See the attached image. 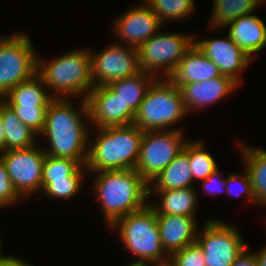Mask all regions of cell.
I'll return each mask as SVG.
<instances>
[{
    "label": "cell",
    "mask_w": 266,
    "mask_h": 266,
    "mask_svg": "<svg viewBox=\"0 0 266 266\" xmlns=\"http://www.w3.org/2000/svg\"><path fill=\"white\" fill-rule=\"evenodd\" d=\"M218 174V169H216L209 177L203 180L202 186L206 192L210 195H216L217 193H222L226 190L227 178L220 179L221 176Z\"/></svg>",
    "instance_id": "e575fe53"
},
{
    "label": "cell",
    "mask_w": 266,
    "mask_h": 266,
    "mask_svg": "<svg viewBox=\"0 0 266 266\" xmlns=\"http://www.w3.org/2000/svg\"><path fill=\"white\" fill-rule=\"evenodd\" d=\"M258 266H266V246L262 251L255 253Z\"/></svg>",
    "instance_id": "f35d334b"
},
{
    "label": "cell",
    "mask_w": 266,
    "mask_h": 266,
    "mask_svg": "<svg viewBox=\"0 0 266 266\" xmlns=\"http://www.w3.org/2000/svg\"><path fill=\"white\" fill-rule=\"evenodd\" d=\"M1 118L5 131V151L25 149L35 145L38 135L24 125L11 108L1 100ZM36 135V136H35Z\"/></svg>",
    "instance_id": "cb8c5ba5"
},
{
    "label": "cell",
    "mask_w": 266,
    "mask_h": 266,
    "mask_svg": "<svg viewBox=\"0 0 266 266\" xmlns=\"http://www.w3.org/2000/svg\"><path fill=\"white\" fill-rule=\"evenodd\" d=\"M95 192L104 218L111 226L116 220L147 205L149 183L136 171L114 170L95 172Z\"/></svg>",
    "instance_id": "7a4b0ae2"
},
{
    "label": "cell",
    "mask_w": 266,
    "mask_h": 266,
    "mask_svg": "<svg viewBox=\"0 0 266 266\" xmlns=\"http://www.w3.org/2000/svg\"><path fill=\"white\" fill-rule=\"evenodd\" d=\"M46 88L42 78L36 74L12 88L1 100L8 106L48 107L54 97Z\"/></svg>",
    "instance_id": "ffe728a7"
},
{
    "label": "cell",
    "mask_w": 266,
    "mask_h": 266,
    "mask_svg": "<svg viewBox=\"0 0 266 266\" xmlns=\"http://www.w3.org/2000/svg\"><path fill=\"white\" fill-rule=\"evenodd\" d=\"M194 43L219 67L223 76L230 77L239 85V72L246 68L251 58L229 36L213 40L194 39Z\"/></svg>",
    "instance_id": "9a60e30c"
},
{
    "label": "cell",
    "mask_w": 266,
    "mask_h": 266,
    "mask_svg": "<svg viewBox=\"0 0 266 266\" xmlns=\"http://www.w3.org/2000/svg\"><path fill=\"white\" fill-rule=\"evenodd\" d=\"M245 176H242V175H238L237 173L236 174H230L228 177H227V185H226V188L229 193L228 195L230 196H234L235 193H233V191L231 189V184H235L237 183L238 185H240V189L241 191L239 190H236V188H234V190L240 195V194H247V197L249 198V200H251V202H254L256 203V198H255V195H254V192H253V188H252V185H251V181H250V177L247 173V171L245 172L244 174ZM235 197H236V194H235Z\"/></svg>",
    "instance_id": "836d02e7"
},
{
    "label": "cell",
    "mask_w": 266,
    "mask_h": 266,
    "mask_svg": "<svg viewBox=\"0 0 266 266\" xmlns=\"http://www.w3.org/2000/svg\"><path fill=\"white\" fill-rule=\"evenodd\" d=\"M169 262L173 266H206L202 248L197 242L173 253Z\"/></svg>",
    "instance_id": "1f68e13d"
},
{
    "label": "cell",
    "mask_w": 266,
    "mask_h": 266,
    "mask_svg": "<svg viewBox=\"0 0 266 266\" xmlns=\"http://www.w3.org/2000/svg\"><path fill=\"white\" fill-rule=\"evenodd\" d=\"M110 228H119L120 240L126 249L137 256V261L154 264L169 261V256L161 244L156 212L150 203L119 218Z\"/></svg>",
    "instance_id": "5b68a950"
},
{
    "label": "cell",
    "mask_w": 266,
    "mask_h": 266,
    "mask_svg": "<svg viewBox=\"0 0 266 266\" xmlns=\"http://www.w3.org/2000/svg\"><path fill=\"white\" fill-rule=\"evenodd\" d=\"M91 52L75 50L57 57L52 62L44 63L38 57L37 74L42 78L46 87L55 90L54 98L77 97L84 95L86 100L94 87L91 78ZM60 94V95H59Z\"/></svg>",
    "instance_id": "277c9868"
},
{
    "label": "cell",
    "mask_w": 266,
    "mask_h": 266,
    "mask_svg": "<svg viewBox=\"0 0 266 266\" xmlns=\"http://www.w3.org/2000/svg\"><path fill=\"white\" fill-rule=\"evenodd\" d=\"M196 242L202 248L206 266H231L246 249L240 231L231 224L208 220Z\"/></svg>",
    "instance_id": "30bf717a"
},
{
    "label": "cell",
    "mask_w": 266,
    "mask_h": 266,
    "mask_svg": "<svg viewBox=\"0 0 266 266\" xmlns=\"http://www.w3.org/2000/svg\"><path fill=\"white\" fill-rule=\"evenodd\" d=\"M0 266H30L24 260L17 257L6 256L4 259L0 260Z\"/></svg>",
    "instance_id": "8d00e7d4"
},
{
    "label": "cell",
    "mask_w": 266,
    "mask_h": 266,
    "mask_svg": "<svg viewBox=\"0 0 266 266\" xmlns=\"http://www.w3.org/2000/svg\"><path fill=\"white\" fill-rule=\"evenodd\" d=\"M247 249L242 252L231 266H258L256 255L249 253Z\"/></svg>",
    "instance_id": "d590c367"
},
{
    "label": "cell",
    "mask_w": 266,
    "mask_h": 266,
    "mask_svg": "<svg viewBox=\"0 0 266 266\" xmlns=\"http://www.w3.org/2000/svg\"><path fill=\"white\" fill-rule=\"evenodd\" d=\"M86 162L87 160L56 158L46 154L42 167V182L67 180L70 176H83Z\"/></svg>",
    "instance_id": "4316f807"
},
{
    "label": "cell",
    "mask_w": 266,
    "mask_h": 266,
    "mask_svg": "<svg viewBox=\"0 0 266 266\" xmlns=\"http://www.w3.org/2000/svg\"><path fill=\"white\" fill-rule=\"evenodd\" d=\"M156 79L153 75L141 71L135 76L113 81L107 86L121 98L125 105L136 112Z\"/></svg>",
    "instance_id": "603a6c76"
},
{
    "label": "cell",
    "mask_w": 266,
    "mask_h": 266,
    "mask_svg": "<svg viewBox=\"0 0 266 266\" xmlns=\"http://www.w3.org/2000/svg\"><path fill=\"white\" fill-rule=\"evenodd\" d=\"M230 27L228 36L248 57L266 46V25L256 15L247 14L226 25Z\"/></svg>",
    "instance_id": "d6986e66"
},
{
    "label": "cell",
    "mask_w": 266,
    "mask_h": 266,
    "mask_svg": "<svg viewBox=\"0 0 266 266\" xmlns=\"http://www.w3.org/2000/svg\"><path fill=\"white\" fill-rule=\"evenodd\" d=\"M163 23L165 20H180L194 9V0H143Z\"/></svg>",
    "instance_id": "f1b7e54d"
},
{
    "label": "cell",
    "mask_w": 266,
    "mask_h": 266,
    "mask_svg": "<svg viewBox=\"0 0 266 266\" xmlns=\"http://www.w3.org/2000/svg\"><path fill=\"white\" fill-rule=\"evenodd\" d=\"M195 218L196 216L156 214L161 244L169 257L196 242Z\"/></svg>",
    "instance_id": "2e32d148"
},
{
    "label": "cell",
    "mask_w": 266,
    "mask_h": 266,
    "mask_svg": "<svg viewBox=\"0 0 266 266\" xmlns=\"http://www.w3.org/2000/svg\"><path fill=\"white\" fill-rule=\"evenodd\" d=\"M86 101L88 120L96 128L133 124L135 112L107 85L93 87Z\"/></svg>",
    "instance_id": "4fadbf2b"
},
{
    "label": "cell",
    "mask_w": 266,
    "mask_h": 266,
    "mask_svg": "<svg viewBox=\"0 0 266 266\" xmlns=\"http://www.w3.org/2000/svg\"><path fill=\"white\" fill-rule=\"evenodd\" d=\"M82 177L70 176L67 180L42 182V191L52 198L70 199L79 193Z\"/></svg>",
    "instance_id": "f546056e"
},
{
    "label": "cell",
    "mask_w": 266,
    "mask_h": 266,
    "mask_svg": "<svg viewBox=\"0 0 266 266\" xmlns=\"http://www.w3.org/2000/svg\"><path fill=\"white\" fill-rule=\"evenodd\" d=\"M184 106L188 113L213 104L230 94L238 84L227 76H218L211 80L194 82L178 86ZM229 92V93H228ZM195 108V109H194Z\"/></svg>",
    "instance_id": "e0dca14e"
},
{
    "label": "cell",
    "mask_w": 266,
    "mask_h": 266,
    "mask_svg": "<svg viewBox=\"0 0 266 266\" xmlns=\"http://www.w3.org/2000/svg\"><path fill=\"white\" fill-rule=\"evenodd\" d=\"M37 70L38 56L28 36L21 33L0 38V99L33 78Z\"/></svg>",
    "instance_id": "52a82bcc"
},
{
    "label": "cell",
    "mask_w": 266,
    "mask_h": 266,
    "mask_svg": "<svg viewBox=\"0 0 266 266\" xmlns=\"http://www.w3.org/2000/svg\"><path fill=\"white\" fill-rule=\"evenodd\" d=\"M156 266H173L169 261L165 263H158Z\"/></svg>",
    "instance_id": "60d3db41"
},
{
    "label": "cell",
    "mask_w": 266,
    "mask_h": 266,
    "mask_svg": "<svg viewBox=\"0 0 266 266\" xmlns=\"http://www.w3.org/2000/svg\"><path fill=\"white\" fill-rule=\"evenodd\" d=\"M162 24L151 8L143 2L141 6L131 8L115 20L114 29L121 42L123 40L126 45L137 49L154 36Z\"/></svg>",
    "instance_id": "5bb4252c"
},
{
    "label": "cell",
    "mask_w": 266,
    "mask_h": 266,
    "mask_svg": "<svg viewBox=\"0 0 266 266\" xmlns=\"http://www.w3.org/2000/svg\"><path fill=\"white\" fill-rule=\"evenodd\" d=\"M1 241V240H0ZM6 256L1 255V242H0V260L4 259Z\"/></svg>",
    "instance_id": "b9f144b4"
},
{
    "label": "cell",
    "mask_w": 266,
    "mask_h": 266,
    "mask_svg": "<svg viewBox=\"0 0 266 266\" xmlns=\"http://www.w3.org/2000/svg\"><path fill=\"white\" fill-rule=\"evenodd\" d=\"M178 86L169 78H157L135 112L133 124L146 131H160L187 115Z\"/></svg>",
    "instance_id": "8992f818"
},
{
    "label": "cell",
    "mask_w": 266,
    "mask_h": 266,
    "mask_svg": "<svg viewBox=\"0 0 266 266\" xmlns=\"http://www.w3.org/2000/svg\"><path fill=\"white\" fill-rule=\"evenodd\" d=\"M246 171L250 177L256 204L266 205V150L241 146Z\"/></svg>",
    "instance_id": "d4e9b609"
},
{
    "label": "cell",
    "mask_w": 266,
    "mask_h": 266,
    "mask_svg": "<svg viewBox=\"0 0 266 266\" xmlns=\"http://www.w3.org/2000/svg\"><path fill=\"white\" fill-rule=\"evenodd\" d=\"M97 129L100 134L89 147L86 171L136 169L144 132L134 124Z\"/></svg>",
    "instance_id": "3957f363"
},
{
    "label": "cell",
    "mask_w": 266,
    "mask_h": 266,
    "mask_svg": "<svg viewBox=\"0 0 266 266\" xmlns=\"http://www.w3.org/2000/svg\"><path fill=\"white\" fill-rule=\"evenodd\" d=\"M152 264L151 262H145V261H135V262H132L130 263L128 266H148L149 264Z\"/></svg>",
    "instance_id": "ab89813d"
},
{
    "label": "cell",
    "mask_w": 266,
    "mask_h": 266,
    "mask_svg": "<svg viewBox=\"0 0 266 266\" xmlns=\"http://www.w3.org/2000/svg\"><path fill=\"white\" fill-rule=\"evenodd\" d=\"M160 195V205H152L156 214L195 216L197 193L194 187L170 190L149 191Z\"/></svg>",
    "instance_id": "7402d4cb"
},
{
    "label": "cell",
    "mask_w": 266,
    "mask_h": 266,
    "mask_svg": "<svg viewBox=\"0 0 266 266\" xmlns=\"http://www.w3.org/2000/svg\"><path fill=\"white\" fill-rule=\"evenodd\" d=\"M204 141L191 142L188 140V159L190 162L193 181L195 179L205 180L216 169L217 164L206 150H204Z\"/></svg>",
    "instance_id": "83f0119b"
},
{
    "label": "cell",
    "mask_w": 266,
    "mask_h": 266,
    "mask_svg": "<svg viewBox=\"0 0 266 266\" xmlns=\"http://www.w3.org/2000/svg\"><path fill=\"white\" fill-rule=\"evenodd\" d=\"M155 185L153 190H170L193 187V176L191 173L190 162L188 159V141L184 145L183 150L173 159V161L160 172L150 183Z\"/></svg>",
    "instance_id": "44dd1931"
},
{
    "label": "cell",
    "mask_w": 266,
    "mask_h": 266,
    "mask_svg": "<svg viewBox=\"0 0 266 266\" xmlns=\"http://www.w3.org/2000/svg\"><path fill=\"white\" fill-rule=\"evenodd\" d=\"M157 33L137 48L139 67L141 71L154 77L169 78L196 37L172 32ZM158 69L164 71L162 72L164 76L156 74Z\"/></svg>",
    "instance_id": "ba28073f"
},
{
    "label": "cell",
    "mask_w": 266,
    "mask_h": 266,
    "mask_svg": "<svg viewBox=\"0 0 266 266\" xmlns=\"http://www.w3.org/2000/svg\"><path fill=\"white\" fill-rule=\"evenodd\" d=\"M218 76H222L219 67L193 43L169 79L176 86H183L184 84L211 80Z\"/></svg>",
    "instance_id": "ac0fdd59"
},
{
    "label": "cell",
    "mask_w": 266,
    "mask_h": 266,
    "mask_svg": "<svg viewBox=\"0 0 266 266\" xmlns=\"http://www.w3.org/2000/svg\"><path fill=\"white\" fill-rule=\"evenodd\" d=\"M19 120L37 134H40L45 125L48 107L9 106Z\"/></svg>",
    "instance_id": "4dcf8cb0"
},
{
    "label": "cell",
    "mask_w": 266,
    "mask_h": 266,
    "mask_svg": "<svg viewBox=\"0 0 266 266\" xmlns=\"http://www.w3.org/2000/svg\"><path fill=\"white\" fill-rule=\"evenodd\" d=\"M5 152V131L1 118V99H0V153Z\"/></svg>",
    "instance_id": "74e56055"
},
{
    "label": "cell",
    "mask_w": 266,
    "mask_h": 266,
    "mask_svg": "<svg viewBox=\"0 0 266 266\" xmlns=\"http://www.w3.org/2000/svg\"><path fill=\"white\" fill-rule=\"evenodd\" d=\"M21 198L13 187L12 181L6 171L4 162L0 157V207L12 205Z\"/></svg>",
    "instance_id": "d6a6232c"
},
{
    "label": "cell",
    "mask_w": 266,
    "mask_h": 266,
    "mask_svg": "<svg viewBox=\"0 0 266 266\" xmlns=\"http://www.w3.org/2000/svg\"><path fill=\"white\" fill-rule=\"evenodd\" d=\"M181 129L146 131L143 134L136 171L150 183L183 150Z\"/></svg>",
    "instance_id": "9c48e42d"
},
{
    "label": "cell",
    "mask_w": 266,
    "mask_h": 266,
    "mask_svg": "<svg viewBox=\"0 0 266 266\" xmlns=\"http://www.w3.org/2000/svg\"><path fill=\"white\" fill-rule=\"evenodd\" d=\"M45 156L44 149L37 148V145L0 153L13 187L21 197L42 190V167Z\"/></svg>",
    "instance_id": "8fae6325"
},
{
    "label": "cell",
    "mask_w": 266,
    "mask_h": 266,
    "mask_svg": "<svg viewBox=\"0 0 266 266\" xmlns=\"http://www.w3.org/2000/svg\"><path fill=\"white\" fill-rule=\"evenodd\" d=\"M91 78L94 87L132 77L141 72L138 50L130 46L112 44L101 53L90 54ZM96 81V82H95Z\"/></svg>",
    "instance_id": "7c38bea8"
},
{
    "label": "cell",
    "mask_w": 266,
    "mask_h": 266,
    "mask_svg": "<svg viewBox=\"0 0 266 266\" xmlns=\"http://www.w3.org/2000/svg\"><path fill=\"white\" fill-rule=\"evenodd\" d=\"M263 0H214L211 26H222L233 22L236 18L251 14Z\"/></svg>",
    "instance_id": "484cf974"
},
{
    "label": "cell",
    "mask_w": 266,
    "mask_h": 266,
    "mask_svg": "<svg viewBox=\"0 0 266 266\" xmlns=\"http://www.w3.org/2000/svg\"><path fill=\"white\" fill-rule=\"evenodd\" d=\"M81 111L71 105L68 98H54L47 109L41 136L48 138L49 150L45 154L56 158L87 160L89 141L88 128L83 119H89L86 100L81 102ZM84 117V118H82Z\"/></svg>",
    "instance_id": "6da1fadb"
}]
</instances>
